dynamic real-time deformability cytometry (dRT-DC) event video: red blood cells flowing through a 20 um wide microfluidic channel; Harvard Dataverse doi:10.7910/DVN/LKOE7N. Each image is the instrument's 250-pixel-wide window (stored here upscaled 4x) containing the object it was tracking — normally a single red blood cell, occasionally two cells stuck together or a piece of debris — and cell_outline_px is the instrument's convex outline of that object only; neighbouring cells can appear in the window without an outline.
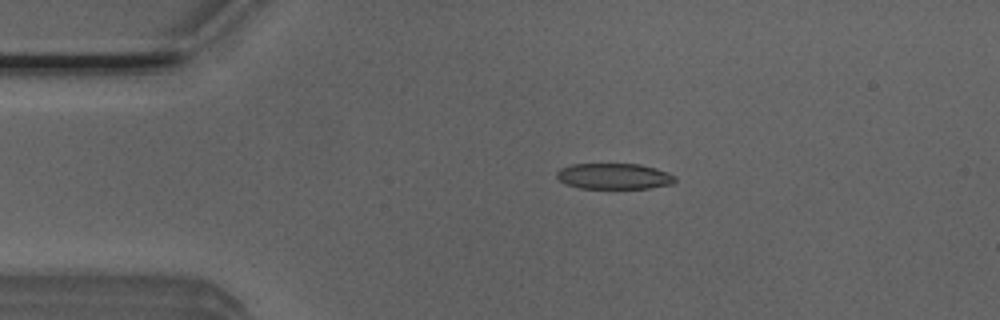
{"species": "Egyptian fruit bat (a non-hibernating species)", "species_latin": "Rousettus aegyptiacus", "temperature_condition": "room temperature", "stored_images_in_passage": 51, "camera_frame_rate_fps": 3000, "um_per_image_px": 0.085, "animal": {"sex": "male"}, "frame": {"image": 1, "passage_image": 9, "time_ms": 2.667, "image_size_px": [1000, 320], "cell_outline_px": [[676, 180], [672, 184], [648, 188], [580, 188], [568, 184], [560, 180], [556, 176], [556, 172], [560, 168], [572, 164], [640, 164], [656, 168], [668, 172], [676, 176]], "centroid_in_image_um": [52.22, 14.97], "position_along_channel_um": 32.8, "area_um2": 17.8}}
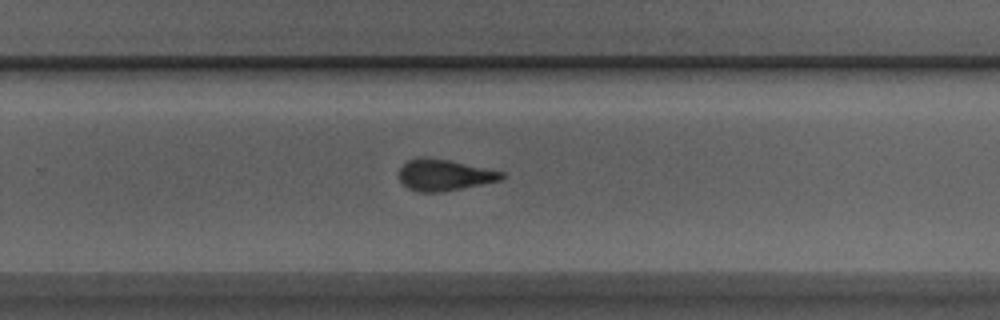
{"frame": {"image": 2, "passage_image": 32, "time_ms": 10.333, "image_size_px": [1000, 320], "cell_outline_px": [[504, 176], [500, 180], [440, 192], [416, 192], [408, 188], [400, 180], [400, 168], [408, 160], [416, 156], [424, 156], [448, 160], [504, 172]], "centroid_in_image_um": [37.71, 14.86], "position_along_channel_um": 292.1, "area_um2": 18.5}}
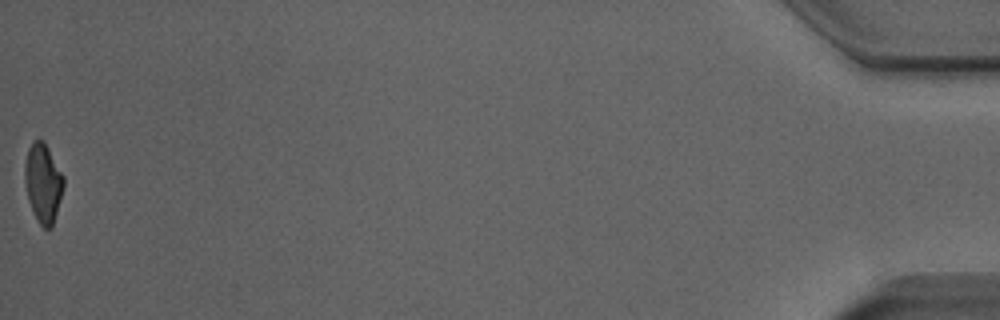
{"frame": {"image": 3, "passage_image": 51, "time_ms": 16.667, "image_size_px": [1000, 320], "cell_outline_px": [[64, 184], [52, 228], [44, 228], [40, 224], [28, 200], [24, 180], [24, 168], [28, 148], [32, 140], [44, 140], [64, 176]], "centroid_in_image_um": [3.65, 15.51], "position_along_channel_um": 431.5, "area_um2": 17.74}, "authors_computed_cell_mechanics": {"area_um2": 18.6694, "velocity_mm_per_s": 3.8985, "shape_relaxation_time_tau1_ms": 5.421, "shape_relaxation_time_tau2_ms": 1.6228, "deformation_change_tau1": 0.1894, "deformation_change_tau2": 0.0947}}